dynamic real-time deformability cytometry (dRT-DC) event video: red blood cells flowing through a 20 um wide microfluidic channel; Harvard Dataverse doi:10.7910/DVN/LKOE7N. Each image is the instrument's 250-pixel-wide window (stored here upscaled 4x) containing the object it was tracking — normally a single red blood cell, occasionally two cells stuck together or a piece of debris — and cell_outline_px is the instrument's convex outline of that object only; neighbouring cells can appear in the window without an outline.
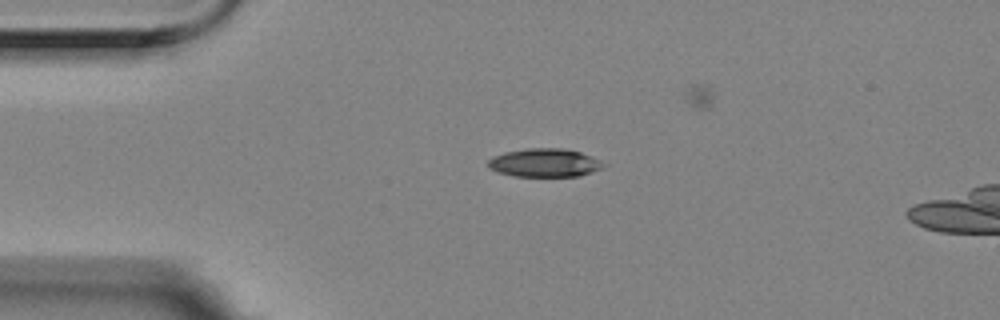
{"species": "Egyptian fruit bat (a non-hibernating species)", "species_latin": "Rousettus aegyptiacus", "temperature_condition": "room temperature", "stored_images_in_passage": 4, "camera_frame_rate_fps": 3000, "um_per_image_px": 0.085, "animal": {"sex": "female"}, "frame": {"image": 1, "passage_image": 3, "time_ms": 0.667, "image_size_px": [1000, 320], "cell_outline_px": [[608, 164], [600, 168], [580, 176], [516, 176], [496, 172], [488, 168], [488, 160], [492, 156], [504, 152], [528, 148], [564, 148], [580, 152], [592, 156]], "centroid_in_image_um": [46.27, 13.83], "position_along_channel_um": 38.7, "area_um2": 19.19}}